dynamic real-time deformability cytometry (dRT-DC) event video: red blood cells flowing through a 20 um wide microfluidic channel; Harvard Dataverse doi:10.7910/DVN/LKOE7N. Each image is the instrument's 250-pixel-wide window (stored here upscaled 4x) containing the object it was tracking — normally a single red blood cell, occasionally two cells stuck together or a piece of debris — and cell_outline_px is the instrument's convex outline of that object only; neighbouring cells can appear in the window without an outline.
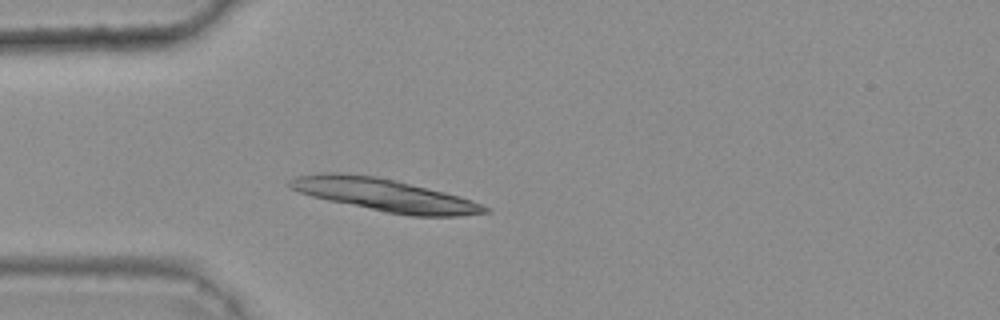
{"species": "common noctule bat (a hibernating species)", "species_latin": "Nyctalus noctula", "temperature_condition": "warm", "stored_images_in_passage": 33, "camera_frame_rate_fps": 3000, "um_per_image_px": 0.085, "animal": {"sex": "female", "body_mass_g": 25.1}, "frame": {"image": 1, "passage_image": 6, "time_ms": 1.667, "image_size_px": [1000, 320], "cell_outline_px": [[492, 208], [488, 212], [460, 216], [412, 216], [388, 212], [328, 200], [312, 196], [300, 192], [292, 188], [288, 184], [288, 180], [296, 176], [324, 172], [336, 172], [376, 176], [396, 180], [460, 196], [472, 200]], "centroid_in_image_um": [32.71, 16.56], "position_along_channel_um": 52.3, "area_um2": 36.76}, "authors_computed_cell_mechanics": {"area_um2": 17.4556, "velocity_mm_per_s": 3.7675, "shape_relaxation_time_tau1_ms": 4.2395, "shape_relaxation_time_tau2_ms": null, "deformation_change_tau1": 0.0872, "deformation_change_tau2": null}}